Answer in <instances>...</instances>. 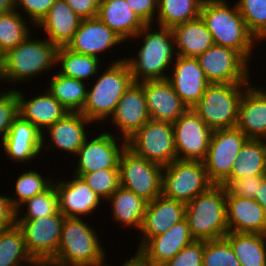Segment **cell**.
Listing matches in <instances>:
<instances>
[{"label":"cell","instance_id":"48","mask_svg":"<svg viewBox=\"0 0 266 266\" xmlns=\"http://www.w3.org/2000/svg\"><path fill=\"white\" fill-rule=\"evenodd\" d=\"M129 7L145 24H153L157 15V0H126ZM156 12V13H155Z\"/></svg>","mask_w":266,"mask_h":266},{"label":"cell","instance_id":"20","mask_svg":"<svg viewBox=\"0 0 266 266\" xmlns=\"http://www.w3.org/2000/svg\"><path fill=\"white\" fill-rule=\"evenodd\" d=\"M150 119L174 123L189 108L167 79L142 82Z\"/></svg>","mask_w":266,"mask_h":266},{"label":"cell","instance_id":"15","mask_svg":"<svg viewBox=\"0 0 266 266\" xmlns=\"http://www.w3.org/2000/svg\"><path fill=\"white\" fill-rule=\"evenodd\" d=\"M172 126L177 159L203 161L213 130L192 109L182 114Z\"/></svg>","mask_w":266,"mask_h":266},{"label":"cell","instance_id":"26","mask_svg":"<svg viewBox=\"0 0 266 266\" xmlns=\"http://www.w3.org/2000/svg\"><path fill=\"white\" fill-rule=\"evenodd\" d=\"M226 213L229 232L266 235V212L254 199L226 192Z\"/></svg>","mask_w":266,"mask_h":266},{"label":"cell","instance_id":"6","mask_svg":"<svg viewBox=\"0 0 266 266\" xmlns=\"http://www.w3.org/2000/svg\"><path fill=\"white\" fill-rule=\"evenodd\" d=\"M226 192L225 186L214 184L186 204L185 219L194 240L219 239L229 232Z\"/></svg>","mask_w":266,"mask_h":266},{"label":"cell","instance_id":"50","mask_svg":"<svg viewBox=\"0 0 266 266\" xmlns=\"http://www.w3.org/2000/svg\"><path fill=\"white\" fill-rule=\"evenodd\" d=\"M8 198L6 195H0V231L16 224V210Z\"/></svg>","mask_w":266,"mask_h":266},{"label":"cell","instance_id":"31","mask_svg":"<svg viewBox=\"0 0 266 266\" xmlns=\"http://www.w3.org/2000/svg\"><path fill=\"white\" fill-rule=\"evenodd\" d=\"M111 204L112 220L140 231L148 202L123 187H119L107 200Z\"/></svg>","mask_w":266,"mask_h":266},{"label":"cell","instance_id":"35","mask_svg":"<svg viewBox=\"0 0 266 266\" xmlns=\"http://www.w3.org/2000/svg\"><path fill=\"white\" fill-rule=\"evenodd\" d=\"M0 266H40L28 253L16 224L0 231Z\"/></svg>","mask_w":266,"mask_h":266},{"label":"cell","instance_id":"42","mask_svg":"<svg viewBox=\"0 0 266 266\" xmlns=\"http://www.w3.org/2000/svg\"><path fill=\"white\" fill-rule=\"evenodd\" d=\"M202 266H242L235 256L234 251L223 237L204 241Z\"/></svg>","mask_w":266,"mask_h":266},{"label":"cell","instance_id":"33","mask_svg":"<svg viewBox=\"0 0 266 266\" xmlns=\"http://www.w3.org/2000/svg\"><path fill=\"white\" fill-rule=\"evenodd\" d=\"M225 238L242 266H266V235L228 232Z\"/></svg>","mask_w":266,"mask_h":266},{"label":"cell","instance_id":"28","mask_svg":"<svg viewBox=\"0 0 266 266\" xmlns=\"http://www.w3.org/2000/svg\"><path fill=\"white\" fill-rule=\"evenodd\" d=\"M81 20L65 0H56L35 28H42V31L47 33L46 39L57 48L66 47L72 40Z\"/></svg>","mask_w":266,"mask_h":266},{"label":"cell","instance_id":"43","mask_svg":"<svg viewBox=\"0 0 266 266\" xmlns=\"http://www.w3.org/2000/svg\"><path fill=\"white\" fill-rule=\"evenodd\" d=\"M80 177L104 201L120 187L119 169H102Z\"/></svg>","mask_w":266,"mask_h":266},{"label":"cell","instance_id":"30","mask_svg":"<svg viewBox=\"0 0 266 266\" xmlns=\"http://www.w3.org/2000/svg\"><path fill=\"white\" fill-rule=\"evenodd\" d=\"M178 56L197 58L214 43L205 23L199 17L172 28Z\"/></svg>","mask_w":266,"mask_h":266},{"label":"cell","instance_id":"2","mask_svg":"<svg viewBox=\"0 0 266 266\" xmlns=\"http://www.w3.org/2000/svg\"><path fill=\"white\" fill-rule=\"evenodd\" d=\"M227 1L204 0L199 17L208 28L215 45L238 51L251 64L252 50L259 41L248 30L237 5L231 7Z\"/></svg>","mask_w":266,"mask_h":266},{"label":"cell","instance_id":"16","mask_svg":"<svg viewBox=\"0 0 266 266\" xmlns=\"http://www.w3.org/2000/svg\"><path fill=\"white\" fill-rule=\"evenodd\" d=\"M109 119L125 140L150 120L142 82L131 83Z\"/></svg>","mask_w":266,"mask_h":266},{"label":"cell","instance_id":"17","mask_svg":"<svg viewBox=\"0 0 266 266\" xmlns=\"http://www.w3.org/2000/svg\"><path fill=\"white\" fill-rule=\"evenodd\" d=\"M195 241L187 220L174 224L165 233L149 238L136 253L149 266H162L180 250Z\"/></svg>","mask_w":266,"mask_h":266},{"label":"cell","instance_id":"52","mask_svg":"<svg viewBox=\"0 0 266 266\" xmlns=\"http://www.w3.org/2000/svg\"><path fill=\"white\" fill-rule=\"evenodd\" d=\"M132 256L130 259L127 258L122 266H149L137 253ZM104 266H108V264Z\"/></svg>","mask_w":266,"mask_h":266},{"label":"cell","instance_id":"41","mask_svg":"<svg viewBox=\"0 0 266 266\" xmlns=\"http://www.w3.org/2000/svg\"><path fill=\"white\" fill-rule=\"evenodd\" d=\"M26 206L23 216H16V220H33L54 215L59 211L58 194L55 185L52 184L43 193H40L21 205Z\"/></svg>","mask_w":266,"mask_h":266},{"label":"cell","instance_id":"24","mask_svg":"<svg viewBox=\"0 0 266 266\" xmlns=\"http://www.w3.org/2000/svg\"><path fill=\"white\" fill-rule=\"evenodd\" d=\"M40 93L27 99L25 94L16 90L18 113L24 120L31 122L42 134H45L46 131L44 130L57 120L64 118L69 110L55 99L48 90Z\"/></svg>","mask_w":266,"mask_h":266},{"label":"cell","instance_id":"49","mask_svg":"<svg viewBox=\"0 0 266 266\" xmlns=\"http://www.w3.org/2000/svg\"><path fill=\"white\" fill-rule=\"evenodd\" d=\"M65 2L82 20L97 17L99 0H65Z\"/></svg>","mask_w":266,"mask_h":266},{"label":"cell","instance_id":"18","mask_svg":"<svg viewBox=\"0 0 266 266\" xmlns=\"http://www.w3.org/2000/svg\"><path fill=\"white\" fill-rule=\"evenodd\" d=\"M124 43V40L97 17L81 20L67 49L100 59L108 49ZM101 53V54H100Z\"/></svg>","mask_w":266,"mask_h":266},{"label":"cell","instance_id":"1","mask_svg":"<svg viewBox=\"0 0 266 266\" xmlns=\"http://www.w3.org/2000/svg\"><path fill=\"white\" fill-rule=\"evenodd\" d=\"M140 37L143 38V45L135 58H124L133 81L167 79L170 72L165 71L172 67L177 57L172 28L156 26L154 29L152 24H146L133 38Z\"/></svg>","mask_w":266,"mask_h":266},{"label":"cell","instance_id":"27","mask_svg":"<svg viewBox=\"0 0 266 266\" xmlns=\"http://www.w3.org/2000/svg\"><path fill=\"white\" fill-rule=\"evenodd\" d=\"M252 86L245 89L239 104L236 127L248 138L266 140V90Z\"/></svg>","mask_w":266,"mask_h":266},{"label":"cell","instance_id":"8","mask_svg":"<svg viewBox=\"0 0 266 266\" xmlns=\"http://www.w3.org/2000/svg\"><path fill=\"white\" fill-rule=\"evenodd\" d=\"M212 185L203 161L176 159L163 167L162 195L168 199L187 204Z\"/></svg>","mask_w":266,"mask_h":266},{"label":"cell","instance_id":"32","mask_svg":"<svg viewBox=\"0 0 266 266\" xmlns=\"http://www.w3.org/2000/svg\"><path fill=\"white\" fill-rule=\"evenodd\" d=\"M266 176V140L248 138L231 170V180Z\"/></svg>","mask_w":266,"mask_h":266},{"label":"cell","instance_id":"3","mask_svg":"<svg viewBox=\"0 0 266 266\" xmlns=\"http://www.w3.org/2000/svg\"><path fill=\"white\" fill-rule=\"evenodd\" d=\"M82 218L65 217L56 255L45 266H104L106 249L98 232Z\"/></svg>","mask_w":266,"mask_h":266},{"label":"cell","instance_id":"36","mask_svg":"<svg viewBox=\"0 0 266 266\" xmlns=\"http://www.w3.org/2000/svg\"><path fill=\"white\" fill-rule=\"evenodd\" d=\"M204 0H157L158 26L173 28L199 18Z\"/></svg>","mask_w":266,"mask_h":266},{"label":"cell","instance_id":"9","mask_svg":"<svg viewBox=\"0 0 266 266\" xmlns=\"http://www.w3.org/2000/svg\"><path fill=\"white\" fill-rule=\"evenodd\" d=\"M135 155L167 166L177 159L172 123L150 119L127 139Z\"/></svg>","mask_w":266,"mask_h":266},{"label":"cell","instance_id":"25","mask_svg":"<svg viewBox=\"0 0 266 266\" xmlns=\"http://www.w3.org/2000/svg\"><path fill=\"white\" fill-rule=\"evenodd\" d=\"M1 145L12 161L29 163L41 155L42 133L31 122L18 115Z\"/></svg>","mask_w":266,"mask_h":266},{"label":"cell","instance_id":"40","mask_svg":"<svg viewBox=\"0 0 266 266\" xmlns=\"http://www.w3.org/2000/svg\"><path fill=\"white\" fill-rule=\"evenodd\" d=\"M248 30L260 42L266 41V0H236Z\"/></svg>","mask_w":266,"mask_h":266},{"label":"cell","instance_id":"21","mask_svg":"<svg viewBox=\"0 0 266 266\" xmlns=\"http://www.w3.org/2000/svg\"><path fill=\"white\" fill-rule=\"evenodd\" d=\"M69 181H54L57 194L59 211L65 217L81 218L95 212L102 203V199L84 182L73 174Z\"/></svg>","mask_w":266,"mask_h":266},{"label":"cell","instance_id":"4","mask_svg":"<svg viewBox=\"0 0 266 266\" xmlns=\"http://www.w3.org/2000/svg\"><path fill=\"white\" fill-rule=\"evenodd\" d=\"M57 49L48 39H32V33L29 34L22 43L0 57V80L11 84L28 82L30 78L32 81L35 76L54 70Z\"/></svg>","mask_w":266,"mask_h":266},{"label":"cell","instance_id":"22","mask_svg":"<svg viewBox=\"0 0 266 266\" xmlns=\"http://www.w3.org/2000/svg\"><path fill=\"white\" fill-rule=\"evenodd\" d=\"M186 204L158 196L148 202L140 229V248L149 238L165 233L174 224L185 219Z\"/></svg>","mask_w":266,"mask_h":266},{"label":"cell","instance_id":"51","mask_svg":"<svg viewBox=\"0 0 266 266\" xmlns=\"http://www.w3.org/2000/svg\"><path fill=\"white\" fill-rule=\"evenodd\" d=\"M266 212V177L262 180L257 196L254 199Z\"/></svg>","mask_w":266,"mask_h":266},{"label":"cell","instance_id":"13","mask_svg":"<svg viewBox=\"0 0 266 266\" xmlns=\"http://www.w3.org/2000/svg\"><path fill=\"white\" fill-rule=\"evenodd\" d=\"M197 60L209 83H252L250 63L232 48L213 44Z\"/></svg>","mask_w":266,"mask_h":266},{"label":"cell","instance_id":"53","mask_svg":"<svg viewBox=\"0 0 266 266\" xmlns=\"http://www.w3.org/2000/svg\"><path fill=\"white\" fill-rule=\"evenodd\" d=\"M15 10V0H0V14Z\"/></svg>","mask_w":266,"mask_h":266},{"label":"cell","instance_id":"47","mask_svg":"<svg viewBox=\"0 0 266 266\" xmlns=\"http://www.w3.org/2000/svg\"><path fill=\"white\" fill-rule=\"evenodd\" d=\"M56 0H15V10H22L24 16L30 19L32 25L36 26L47 14L49 8ZM22 8V9H21ZM26 14V15H25Z\"/></svg>","mask_w":266,"mask_h":266},{"label":"cell","instance_id":"23","mask_svg":"<svg viewBox=\"0 0 266 266\" xmlns=\"http://www.w3.org/2000/svg\"><path fill=\"white\" fill-rule=\"evenodd\" d=\"M89 124L92 122L80 112H69L64 118L57 120L46 129L49 135L48 140L50 139L47 141L48 145L45 144L46 135L42 134V151L46 148L47 150L59 148V150L76 155L88 136L85 126Z\"/></svg>","mask_w":266,"mask_h":266},{"label":"cell","instance_id":"37","mask_svg":"<svg viewBox=\"0 0 266 266\" xmlns=\"http://www.w3.org/2000/svg\"><path fill=\"white\" fill-rule=\"evenodd\" d=\"M100 60L93 56L72 52L66 47H59L56 52V66H61L58 73L84 82L100 73L98 71Z\"/></svg>","mask_w":266,"mask_h":266},{"label":"cell","instance_id":"34","mask_svg":"<svg viewBox=\"0 0 266 266\" xmlns=\"http://www.w3.org/2000/svg\"><path fill=\"white\" fill-rule=\"evenodd\" d=\"M47 90L69 112H81L86 101L87 84L76 78L65 77L61 74H53L50 78Z\"/></svg>","mask_w":266,"mask_h":266},{"label":"cell","instance_id":"10","mask_svg":"<svg viewBox=\"0 0 266 266\" xmlns=\"http://www.w3.org/2000/svg\"><path fill=\"white\" fill-rule=\"evenodd\" d=\"M248 137L237 127L213 130L207 155L203 160L210 181L225 185Z\"/></svg>","mask_w":266,"mask_h":266},{"label":"cell","instance_id":"11","mask_svg":"<svg viewBox=\"0 0 266 266\" xmlns=\"http://www.w3.org/2000/svg\"><path fill=\"white\" fill-rule=\"evenodd\" d=\"M163 166L135 155L127 147L119 160L120 186L147 202L162 195Z\"/></svg>","mask_w":266,"mask_h":266},{"label":"cell","instance_id":"46","mask_svg":"<svg viewBox=\"0 0 266 266\" xmlns=\"http://www.w3.org/2000/svg\"><path fill=\"white\" fill-rule=\"evenodd\" d=\"M266 176H248L229 180L224 186L230 195L255 199L257 190Z\"/></svg>","mask_w":266,"mask_h":266},{"label":"cell","instance_id":"5","mask_svg":"<svg viewBox=\"0 0 266 266\" xmlns=\"http://www.w3.org/2000/svg\"><path fill=\"white\" fill-rule=\"evenodd\" d=\"M92 86L87 89L86 101L80 112L92 123L108 121L120 98L133 82L129 66L124 58H118L104 69Z\"/></svg>","mask_w":266,"mask_h":266},{"label":"cell","instance_id":"44","mask_svg":"<svg viewBox=\"0 0 266 266\" xmlns=\"http://www.w3.org/2000/svg\"><path fill=\"white\" fill-rule=\"evenodd\" d=\"M19 115L18 113V98L16 89L0 91V135L3 142L8 134L14 119Z\"/></svg>","mask_w":266,"mask_h":266},{"label":"cell","instance_id":"45","mask_svg":"<svg viewBox=\"0 0 266 266\" xmlns=\"http://www.w3.org/2000/svg\"><path fill=\"white\" fill-rule=\"evenodd\" d=\"M204 241H193L162 266H202Z\"/></svg>","mask_w":266,"mask_h":266},{"label":"cell","instance_id":"38","mask_svg":"<svg viewBox=\"0 0 266 266\" xmlns=\"http://www.w3.org/2000/svg\"><path fill=\"white\" fill-rule=\"evenodd\" d=\"M25 18L17 10L0 14V57L31 34L30 22Z\"/></svg>","mask_w":266,"mask_h":266},{"label":"cell","instance_id":"12","mask_svg":"<svg viewBox=\"0 0 266 266\" xmlns=\"http://www.w3.org/2000/svg\"><path fill=\"white\" fill-rule=\"evenodd\" d=\"M64 218L58 211L54 215L39 219L16 220L28 253L40 266H45L56 255Z\"/></svg>","mask_w":266,"mask_h":266},{"label":"cell","instance_id":"7","mask_svg":"<svg viewBox=\"0 0 266 266\" xmlns=\"http://www.w3.org/2000/svg\"><path fill=\"white\" fill-rule=\"evenodd\" d=\"M250 84L210 83L191 109L212 130L236 127L240 100Z\"/></svg>","mask_w":266,"mask_h":266},{"label":"cell","instance_id":"19","mask_svg":"<svg viewBox=\"0 0 266 266\" xmlns=\"http://www.w3.org/2000/svg\"><path fill=\"white\" fill-rule=\"evenodd\" d=\"M170 70L172 73L168 75L167 80L176 94L191 109L203 97L206 87L210 84L197 58L177 55Z\"/></svg>","mask_w":266,"mask_h":266},{"label":"cell","instance_id":"14","mask_svg":"<svg viewBox=\"0 0 266 266\" xmlns=\"http://www.w3.org/2000/svg\"><path fill=\"white\" fill-rule=\"evenodd\" d=\"M116 136L105 131L92 140L87 137L76 154L78 164L74 175L80 177L84 173L102 169H119L120 156L127 147V140ZM118 139L122 142L119 143Z\"/></svg>","mask_w":266,"mask_h":266},{"label":"cell","instance_id":"39","mask_svg":"<svg viewBox=\"0 0 266 266\" xmlns=\"http://www.w3.org/2000/svg\"><path fill=\"white\" fill-rule=\"evenodd\" d=\"M55 180L53 178H47L46 179L39 173H37L35 170L26 171L25 173L22 172V174L17 177L16 183H15V196L17 197L10 198L11 204L13 208L16 210V216H21L22 211L21 205L25 203L30 198L43 193L45 190H47ZM21 213V214H20Z\"/></svg>","mask_w":266,"mask_h":266},{"label":"cell","instance_id":"29","mask_svg":"<svg viewBox=\"0 0 266 266\" xmlns=\"http://www.w3.org/2000/svg\"><path fill=\"white\" fill-rule=\"evenodd\" d=\"M97 18L124 41H130L146 25L129 7L126 0H105L100 3Z\"/></svg>","mask_w":266,"mask_h":266}]
</instances>
